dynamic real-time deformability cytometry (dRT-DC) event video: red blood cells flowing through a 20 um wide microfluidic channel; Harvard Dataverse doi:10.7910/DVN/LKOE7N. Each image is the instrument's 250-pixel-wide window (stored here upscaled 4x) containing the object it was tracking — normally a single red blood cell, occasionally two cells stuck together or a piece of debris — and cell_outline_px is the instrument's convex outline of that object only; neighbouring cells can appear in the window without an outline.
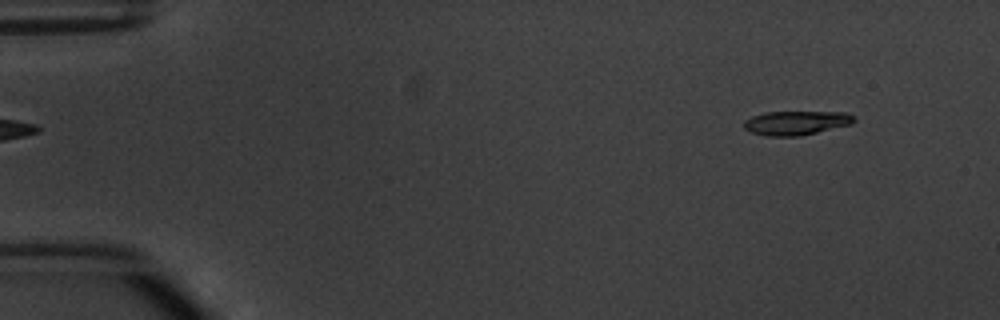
{"species": "common noctule bat (a hibernating species)", "species_latin": "Nyctalus noctula", "temperature_condition": "warm", "stored_images_in_passage": 5, "segment_of_instrument_passage": [1, 2], "camera_frame_rate_fps": 3000, "um_per_image_px": 0.085, "animal": {"sex": "male", "body_mass_g": 20.1, "forearm_length_mm": 53.5}, "frame": {"image": 1, "passage_image": 1, "time_ms": 0.0, "image_size_px": [1000, 320], "cell_outline_px": [[856, 120], [852, 124], [800, 136], [764, 136], [752, 132], [744, 128], [744, 120], [752, 116], [764, 112], [848, 112]], "centroid_in_image_um": [67.67, 10.44], "position_along_channel_um": 17.3, "area_um2": 15.49}}
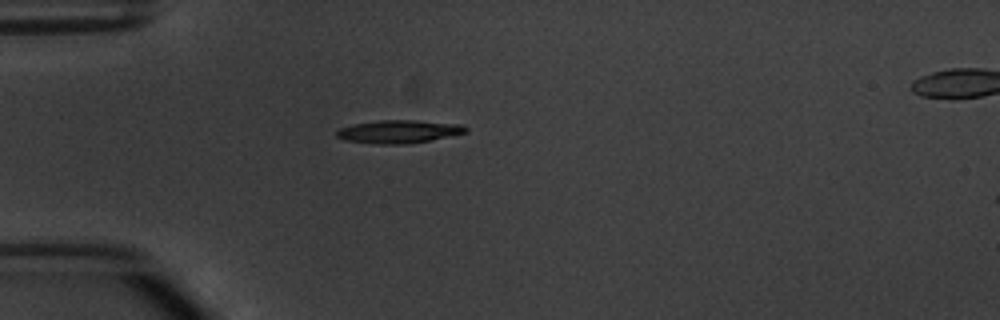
{"frame": {"image": 2, "passage_image": 4, "time_ms": 3.333, "image_size_px": [1000, 320], "cell_outline_px": [[468, 132], [428, 140], [404, 144], [380, 144], [344, 140], [336, 136], [336, 132], [340, 128], [356, 124], [380, 120], [416, 120], [464, 124], [468, 128]], "centroid_in_image_um": [33.93, 11.17], "position_along_channel_um": 51.1, "area_um2": 17.17}}